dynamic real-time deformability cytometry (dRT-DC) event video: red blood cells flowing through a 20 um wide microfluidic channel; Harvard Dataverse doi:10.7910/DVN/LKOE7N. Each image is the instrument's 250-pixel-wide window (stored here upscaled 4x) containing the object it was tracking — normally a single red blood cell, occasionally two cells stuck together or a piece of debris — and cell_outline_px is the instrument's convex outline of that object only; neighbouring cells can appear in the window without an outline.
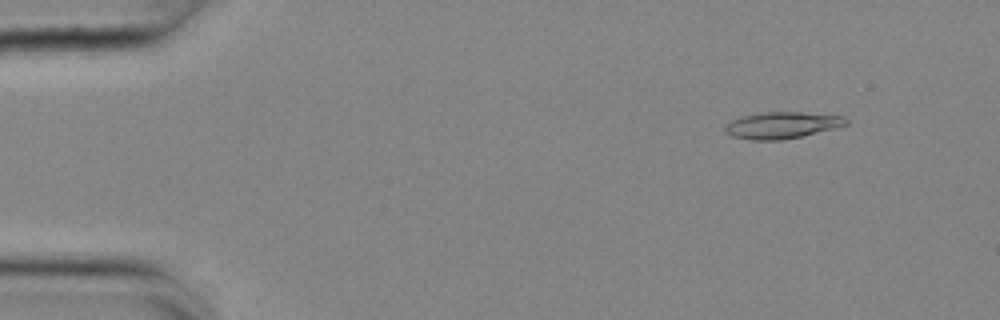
{"species": "common noctule bat (a hibernating species)", "species_latin": "Nyctalus noctula", "temperature_condition": "cold", "stored_images_in_passage": 51, "camera_frame_rate_fps": 3000, "um_per_image_px": 0.085, "animal": {"sex": "female", "body_mass_g": 25.1}, "frame": {"image": 1, "passage_image": 2, "time_ms": 0.333, "image_size_px": [1000, 320], "cell_outline_px": [[848, 124], [836, 128], [800, 136], [780, 140], [752, 140], [732, 136], [724, 132], [724, 124], [732, 120], [744, 116], [768, 112], [800, 112], [844, 116], [848, 120]], "centroid_in_image_um": [66.46, 10.64], "position_along_channel_um": 18.5, "area_um2": 18.61}}
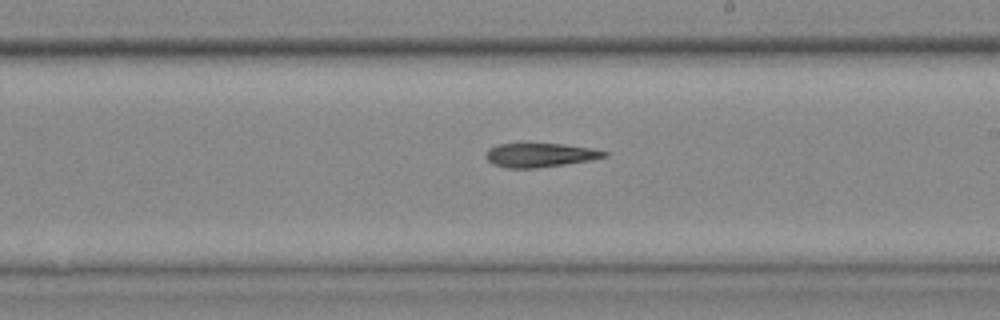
{"frame": {"image": 2, "passage_image": 28, "time_ms": 9.0, "image_size_px": [1000, 320], "cell_outline_px": [[608, 156], [588, 160], [564, 164], [536, 168], [508, 168], [492, 164], [484, 156], [484, 152], [488, 148], [496, 144], [564, 144], [588, 148], [608, 152]], "centroid_in_image_um": [45.82, 13.18], "position_along_channel_um": 243.2, "area_um2": 16.42}}
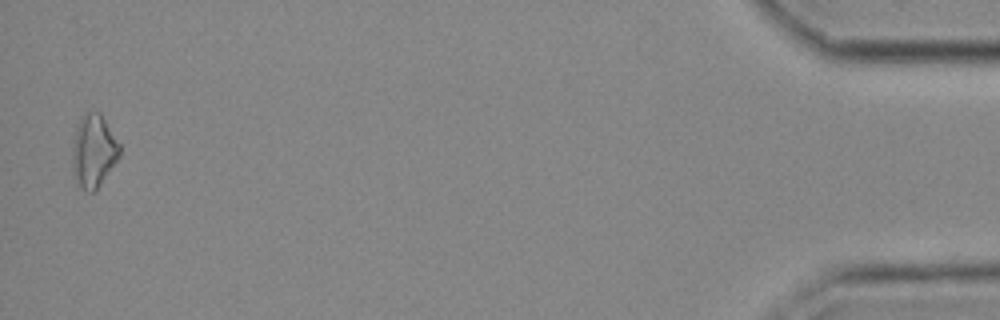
{"frame": {"image": 3, "passage_image": 50, "time_ms": 16.333, "image_size_px": [1000, 320], "cell_outline_px": [[120, 156], [96, 192], [88, 192], [76, 184], [72, 172], [72, 148], [76, 124], [84, 112], [100, 112], [120, 144]], "centroid_in_image_um": [7.94, 12.86], "position_along_channel_um": 427.3, "area_um2": 20.52}, "authors_computed_cell_mechanics": {"area_um2": 17.629, "velocity_mm_per_s": 3.6979, "shape_relaxation_time_tau1_ms": 10.6574, "shape_relaxation_time_tau2_ms": null, "deformation_change_tau1": 0.2103, "deformation_change_tau2": null}}